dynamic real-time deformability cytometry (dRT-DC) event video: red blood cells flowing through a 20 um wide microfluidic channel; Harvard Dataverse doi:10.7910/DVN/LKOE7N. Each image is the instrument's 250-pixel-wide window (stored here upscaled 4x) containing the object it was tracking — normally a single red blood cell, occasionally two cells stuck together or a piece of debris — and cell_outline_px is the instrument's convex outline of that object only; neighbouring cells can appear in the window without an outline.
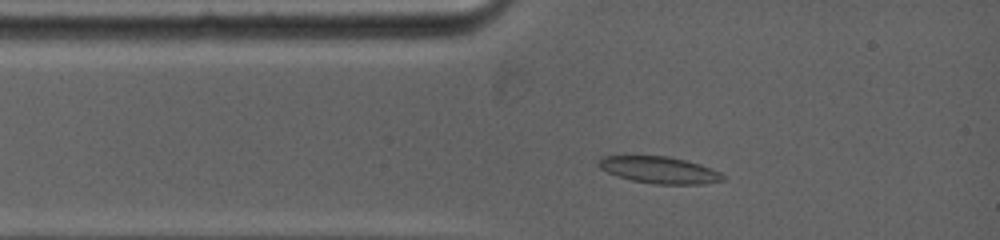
{"species": "common noctule bat (a hibernating species)", "species_latin": "Nyctalus noctula", "temperature_condition": "warm", "stored_images_in_passage": 8, "camera_frame_rate_fps": 5000, "um_per_image_px": 0.085, "animal": {"sex": "female", "body_mass_g": 19.0, "forearm_length_mm": 53.3}, "frame": {"image": 1, "passage_image": 2, "time_ms": 1.0, "image_size_px": [1000, 240], "cell_outline_px": [[724, 180], [704, 184], [656, 184], [632, 180], [616, 176], [600, 168], [596, 164], [596, 160], [604, 156], [668, 156], [688, 160], [700, 164], [720, 172], [724, 176]], "centroid_in_image_um": [56.03, 14.44], "position_along_channel_um": 29.0, "area_um2": 19.48}}
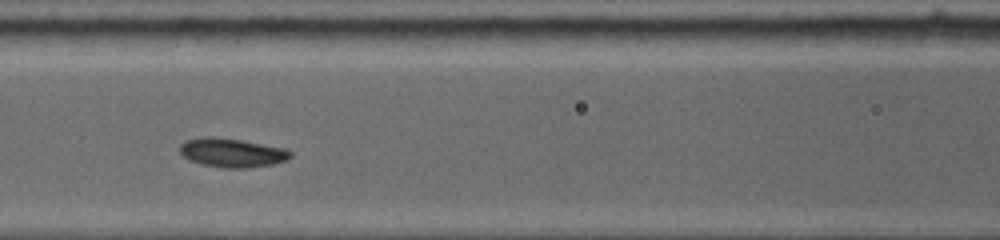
{"frame": {"image": 2, "passage_image": 5, "time_ms": 4.2, "image_size_px": [1000, 240], "cell_outline_px": [[292, 156], [288, 160], [272, 164], [248, 168], [220, 168], [200, 164], [184, 156], [180, 152], [180, 144], [184, 140], [240, 140], [288, 148], [292, 152]], "centroid_in_image_um": [19.84, 13.04], "position_along_channel_um": 146.8, "area_um2": 17.98}}
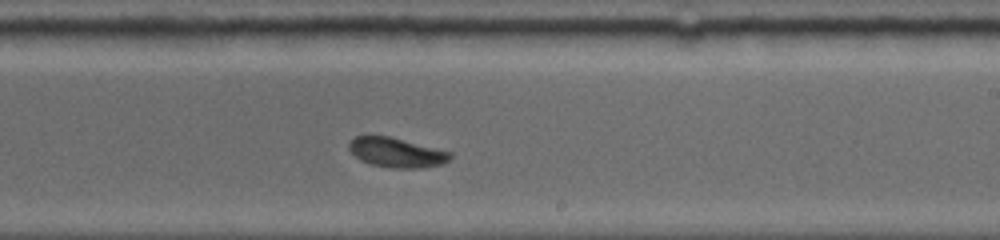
{"frame": {"image": 3, "passage_image": 8, "time_ms": 7.0, "image_size_px": [1000, 240], "cell_outline_px": [[452, 160], [444, 164], [424, 168], [392, 168], [372, 164], [360, 160], [348, 148], [348, 144], [356, 136], [388, 136], [452, 152]], "centroid_in_image_um": [33.76, 12.98], "position_along_channel_um": 255.2, "area_um2": 17.46}}